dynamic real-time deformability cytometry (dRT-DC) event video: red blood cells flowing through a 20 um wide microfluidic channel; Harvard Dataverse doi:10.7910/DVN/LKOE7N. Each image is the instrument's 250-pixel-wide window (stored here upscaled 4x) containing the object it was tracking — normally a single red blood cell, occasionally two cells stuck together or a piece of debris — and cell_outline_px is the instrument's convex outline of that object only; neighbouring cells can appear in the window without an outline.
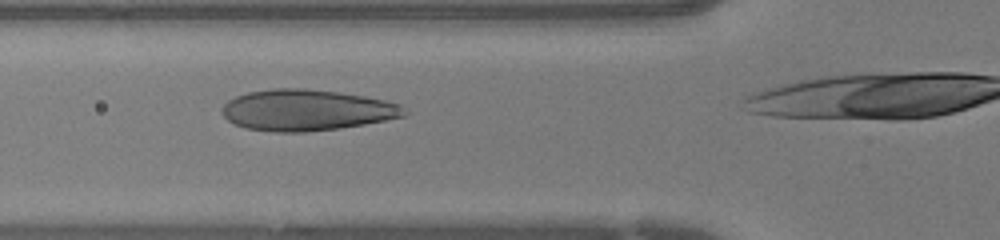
{"species": "human", "species_latin": "Homo sapiens", "temperature_condition": "warm", "stored_images_in_passage": 19, "camera_frame_rate_fps": 3000, "um_per_image_px": 0.085, "donor": {"sex": "female"}, "frame": {"image": 1, "passage_image": 10, "time_ms": 3.0, "image_size_px": [1000, 240], "cell_outline_px": [[408, 112], [404, 116], [364, 124], [340, 128], [304, 132], [272, 132], [244, 128], [232, 124], [224, 116], [220, 108], [228, 100], [236, 96], [248, 92], [272, 88], [304, 88], [340, 92], [364, 96], [384, 100], [396, 104], [404, 108]], "centroid_in_image_um": [26.0, 9.36], "position_along_channel_um": 99.8, "area_um2": 43.75}}
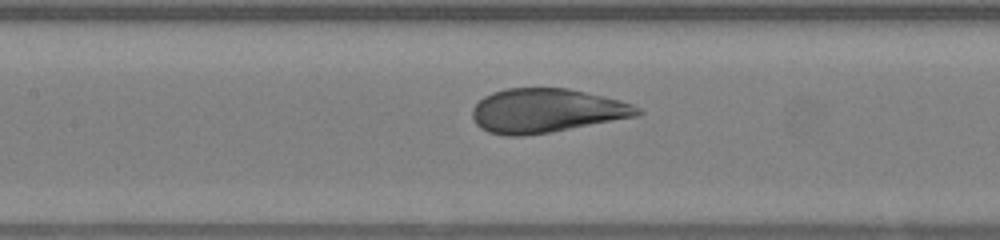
{"frame": {"image": 2, "passage_image": 14, "time_ms": 4.333, "image_size_px": [1000, 240], "cell_outline_px": [[644, 112], [640, 116], [552, 132], [524, 136], [504, 136], [488, 132], [480, 128], [476, 124], [472, 116], [472, 108], [484, 96], [492, 92], [504, 88], [568, 88], [620, 100], [632, 104], [640, 108]], "centroid_in_image_um": [46.45, 9.42], "position_along_channel_um": 161.0, "area_um2": 42.77}}
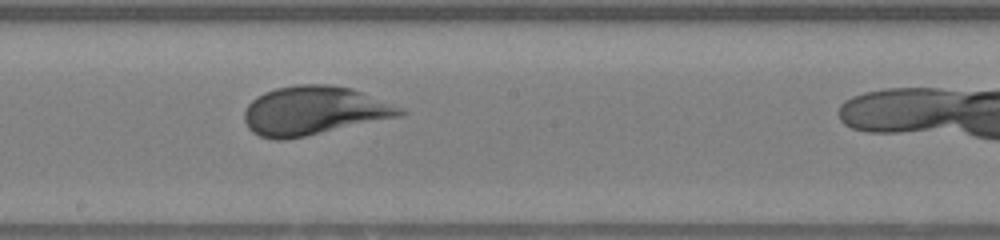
{"frame": {"image": 3, "passage_image": 18, "time_ms": 5.667, "image_size_px": [1000, 240], "cell_outline_px": [[408, 112], [400, 116], [304, 136], [284, 140], [272, 140], [260, 136], [252, 132], [248, 128], [244, 120], [244, 112], [248, 104], [256, 96], [264, 92], [276, 88], [296, 84], [328, 84], [352, 88], [404, 108]], "centroid_in_image_um": [26.66, 9.4], "position_along_channel_um": 221.5, "area_um2": 44.22}}